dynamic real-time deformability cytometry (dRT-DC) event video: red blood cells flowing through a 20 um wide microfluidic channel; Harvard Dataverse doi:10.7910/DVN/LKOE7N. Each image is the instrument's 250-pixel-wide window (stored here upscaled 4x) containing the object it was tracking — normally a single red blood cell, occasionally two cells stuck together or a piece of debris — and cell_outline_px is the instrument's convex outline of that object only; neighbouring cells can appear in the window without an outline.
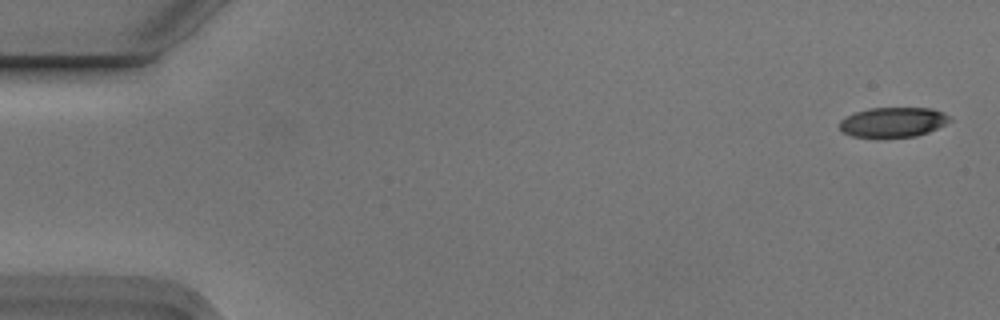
{"species": "Egyptian fruit bat (a non-hibernating species)", "species_latin": "Rousettus aegyptiacus", "temperature_condition": "cold", "stored_images_in_passage": 5, "camera_frame_rate_fps": 3000, "um_per_image_px": 0.085, "animal": {"sex": "male"}, "frame": {"image": 1, "passage_image": 1, "time_ms": 0.0, "image_size_px": [1000, 320], "cell_outline_px": [[952, 120], [928, 132], [916, 136], [880, 140], [852, 136], [844, 132], [840, 128], [840, 120], [856, 112], [868, 108], [932, 108], [944, 112]], "centroid_in_image_um": [75.89, 10.42], "position_along_channel_um": 9.1, "area_um2": 19.65}}
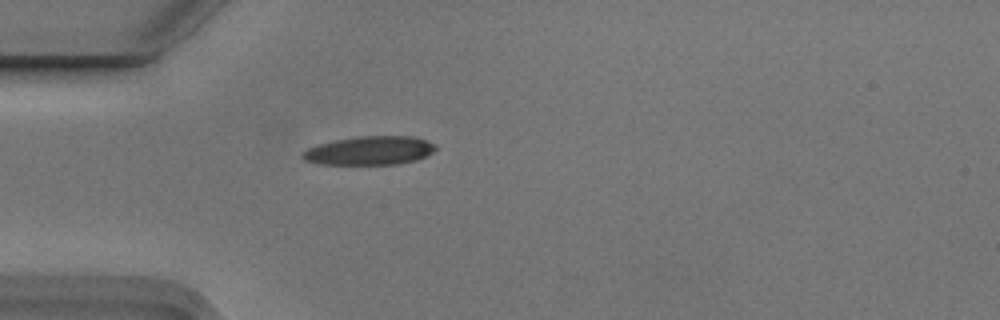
{"frame": {"image": 2, "passage_image": 5, "time_ms": 1.333, "image_size_px": [1000, 320], "cell_outline_px": [[436, 148], [432, 152], [416, 160], [396, 164], [320, 164], [304, 160], [300, 156], [308, 148], [320, 144], [336, 140], [360, 136], [416, 136], [428, 140], [436, 144]], "centroid_in_image_um": [31.45, 12.79], "position_along_channel_um": 53.5, "area_um2": 22.14}}